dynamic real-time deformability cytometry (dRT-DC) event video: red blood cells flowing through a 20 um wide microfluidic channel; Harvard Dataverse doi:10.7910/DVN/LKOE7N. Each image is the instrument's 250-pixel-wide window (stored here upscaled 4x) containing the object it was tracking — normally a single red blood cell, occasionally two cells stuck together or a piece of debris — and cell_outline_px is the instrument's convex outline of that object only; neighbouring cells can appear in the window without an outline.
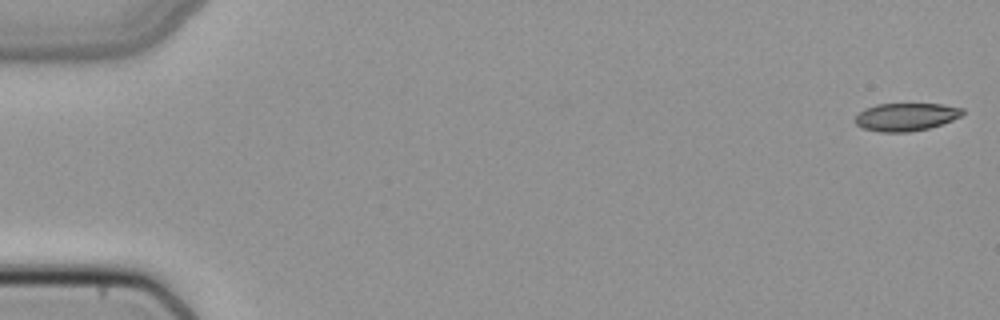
{"species": "common noctule bat (a hibernating species)", "species_latin": "Nyctalus noctula", "temperature_condition": "cold", "stored_images_in_passage": 51, "camera_frame_rate_fps": 3000, "um_per_image_px": 0.085, "animal": {"sex": "female", "body_mass_g": 22.7, "forearm_length_mm": 54.2}, "frame": {"image": 1, "passage_image": 1, "time_ms": 0.0, "image_size_px": [1000, 320], "cell_outline_px": [[964, 112], [960, 116], [952, 120], [928, 128], [908, 132], [880, 132], [864, 128], [856, 124], [852, 120], [864, 108], [876, 104], [944, 104], [964, 108]], "centroid_in_image_um": [76.99, 9.93], "position_along_channel_um": 8.0, "area_um2": 17.46}}
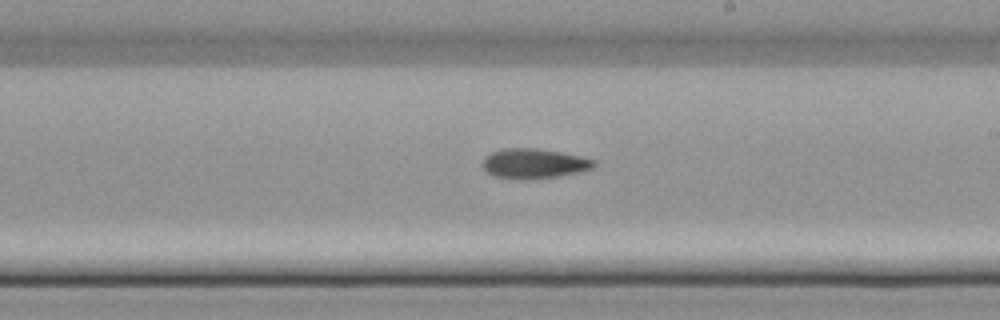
{"frame": {"image": 2, "passage_image": 30, "time_ms": 9.667, "image_size_px": [1000, 320], "cell_outline_px": [[596, 164], [592, 168], [580, 172], [556, 176], [524, 180], [496, 176], [488, 172], [484, 168], [484, 156], [500, 148], [536, 148], [560, 152], [580, 156], [596, 160]], "centroid_in_image_um": [45.4, 13.89], "position_along_channel_um": 243.6, "area_um2": 19.25}}
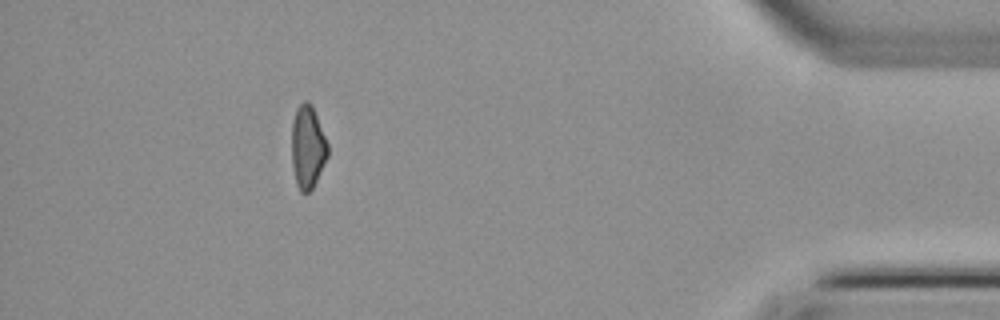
{"frame": {"image": 3, "passage_image": 46, "time_ms": 15.0, "image_size_px": [1000, 320], "cell_outline_px": [[328, 156], [312, 188], [308, 192], [300, 192], [296, 184], [292, 164], [292, 120], [296, 108], [304, 100], [308, 100], [312, 104], [328, 144]], "centroid_in_image_um": [26.14, 12.46], "position_along_channel_um": 409.1, "area_um2": 17.46}}